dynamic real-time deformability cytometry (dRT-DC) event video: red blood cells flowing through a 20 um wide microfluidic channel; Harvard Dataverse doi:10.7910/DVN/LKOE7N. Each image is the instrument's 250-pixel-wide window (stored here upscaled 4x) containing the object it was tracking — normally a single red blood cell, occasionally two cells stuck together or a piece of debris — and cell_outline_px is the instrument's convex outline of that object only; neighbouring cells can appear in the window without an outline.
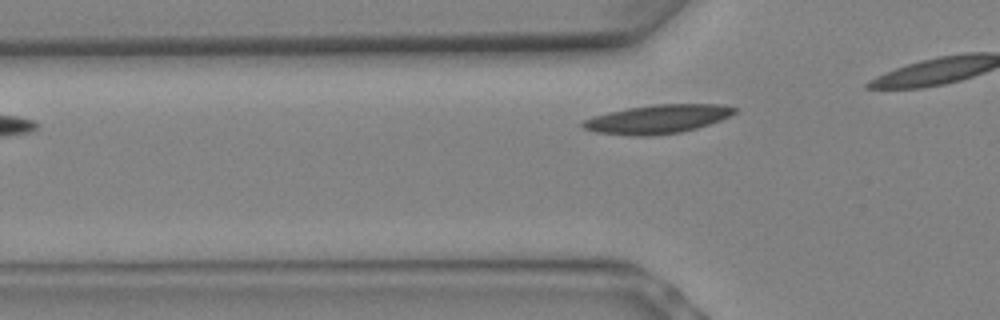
{"species": "Egyptian fruit bat (a non-hibernating species)", "species_latin": "Rousettus aegyptiacus", "temperature_condition": "warm", "stored_images_in_passage": 3, "camera_frame_rate_fps": 3000, "um_per_image_px": 0.085, "animal": {"sex": "female"}, "frame": {"image": 1, "passage_image": 3, "time_ms": 0.667, "image_size_px": [1000, 320], "cell_outline_px": [[736, 112], [720, 120], [696, 128], [680, 132], [648, 136], [636, 136], [596, 132], [584, 128], [580, 124], [584, 120], [592, 116], [608, 112], [628, 108], [656, 104], [720, 104], [736, 108]], "centroid_in_image_um": [55.86, 10.12], "position_along_channel_um": 69.9, "area_um2": 25.14}}